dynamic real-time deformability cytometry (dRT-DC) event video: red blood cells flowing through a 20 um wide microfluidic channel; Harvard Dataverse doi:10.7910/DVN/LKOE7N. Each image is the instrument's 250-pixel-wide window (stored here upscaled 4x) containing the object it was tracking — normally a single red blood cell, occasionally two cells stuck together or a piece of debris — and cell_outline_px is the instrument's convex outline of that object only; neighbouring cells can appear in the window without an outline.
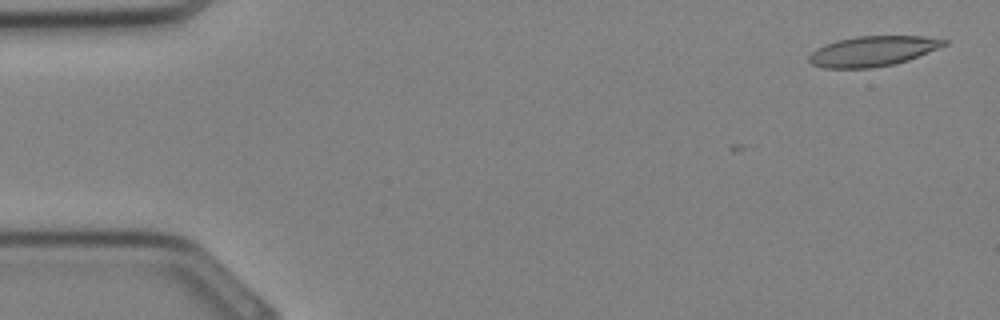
{"species": "Egyptian fruit bat (a non-hibernating species)", "species_latin": "Rousettus aegyptiacus", "temperature_condition": "cold", "stored_images_in_passage": 3, "camera_frame_rate_fps": 3000, "um_per_image_px": 0.085, "animal": {"sex": "female"}, "frame": {"image": 1, "passage_image": 1, "time_ms": 0.0, "image_size_px": [1000, 320], "cell_outline_px": [[948, 44], [908, 60], [896, 64], [872, 68], [824, 68], [812, 64], [808, 60], [808, 56], [816, 48], [824, 44], [836, 40], [856, 36], [924, 36], [948, 40]], "centroid_in_image_um": [74.16, 4.35], "position_along_channel_um": 10.8, "area_um2": 23.87}}